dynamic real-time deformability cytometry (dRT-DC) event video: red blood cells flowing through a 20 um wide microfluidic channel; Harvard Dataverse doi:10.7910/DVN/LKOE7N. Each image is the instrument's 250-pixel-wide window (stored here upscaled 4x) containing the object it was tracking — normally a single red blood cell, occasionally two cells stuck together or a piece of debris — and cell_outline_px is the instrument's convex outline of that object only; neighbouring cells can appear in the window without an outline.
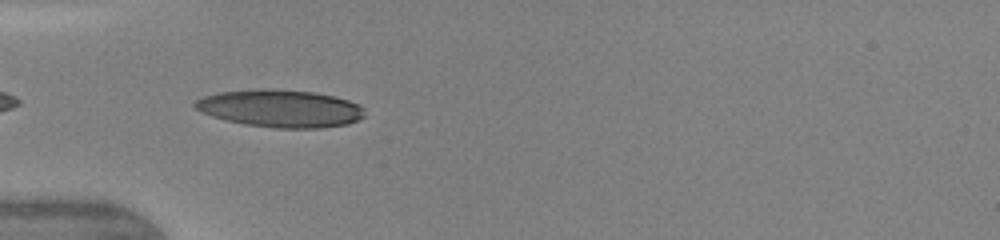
{"species": "human", "species_latin": "Homo sapiens", "temperature_condition": "warm", "stored_images_in_passage": 11, "camera_frame_rate_fps": 3000, "um_per_image_px": 0.085, "donor": {"sex": "female"}, "frame": {"image": 1, "passage_image": 2, "time_ms": 0.333, "image_size_px": [1000, 240], "cell_outline_px": [[364, 116], [348, 124], [320, 128], [276, 128], [244, 124], [212, 116], [196, 108], [192, 104], [196, 100], [204, 96], [220, 92], [264, 88], [312, 92], [332, 96], [348, 100], [360, 104], [364, 108]], "centroid_in_image_um": [23.85, 9.22], "position_along_channel_um": 61.2, "area_um2": 36.82}}